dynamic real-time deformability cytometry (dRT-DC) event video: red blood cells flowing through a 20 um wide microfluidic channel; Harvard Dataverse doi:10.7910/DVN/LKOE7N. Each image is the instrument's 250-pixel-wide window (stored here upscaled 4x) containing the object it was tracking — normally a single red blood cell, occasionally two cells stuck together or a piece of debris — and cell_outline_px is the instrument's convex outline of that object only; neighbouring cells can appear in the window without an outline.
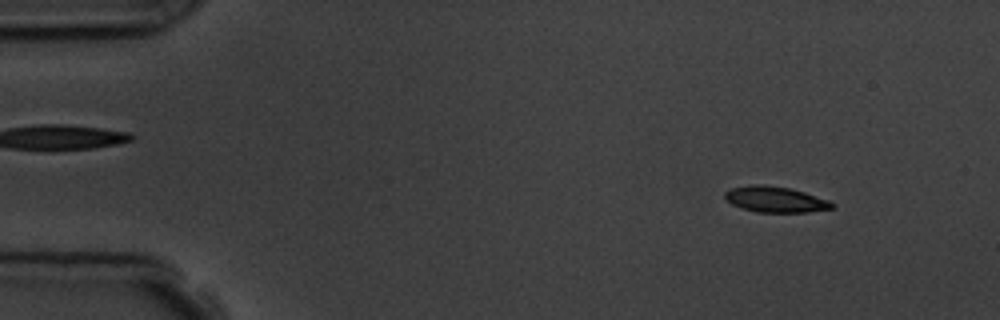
{"species": "common noctule bat (a hibernating species)", "species_latin": "Nyctalus noctula", "temperature_condition": "room temperature", "stored_images_in_passage": 3, "camera_frame_rate_fps": 3000, "um_per_image_px": 0.085, "animal": {"sex": "male", "body_mass_g": 19.5, "forearm_length_mm": 54.6}, "frame": {"image": 1, "passage_image": 1, "time_ms": 0.0, "image_size_px": [1000, 320], "cell_outline_px": [[836, 208], [808, 212], [756, 212], [732, 204], [724, 200], [724, 192], [732, 188], [752, 184], [764, 184], [792, 188], [828, 200], [836, 204]], "centroid_in_image_um": [65.92, 16.94], "position_along_channel_um": 19.1, "area_um2": 16.3}}
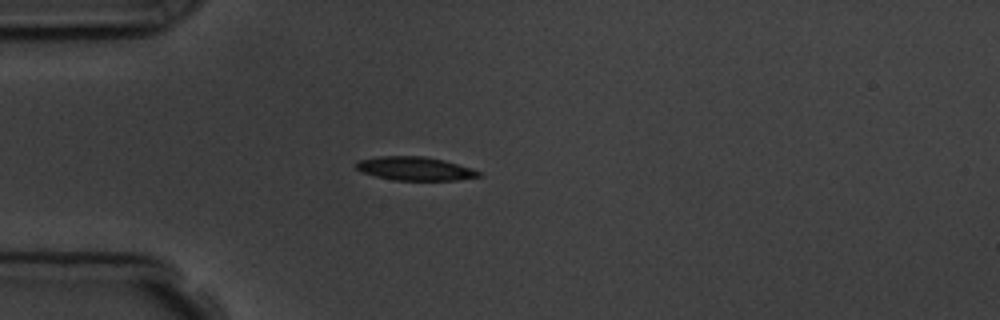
{"frame": {"image": 2, "passage_image": 3, "time_ms": 3.0, "image_size_px": [1000, 320], "cell_outline_px": [[480, 176], [456, 180], [396, 180], [376, 176], [364, 172], [356, 168], [356, 164], [360, 160], [380, 156], [424, 156], [444, 160], [472, 168], [480, 172]], "centroid_in_image_um": [35.3, 14.32], "position_along_channel_um": 49.7, "area_um2": 16.59}}